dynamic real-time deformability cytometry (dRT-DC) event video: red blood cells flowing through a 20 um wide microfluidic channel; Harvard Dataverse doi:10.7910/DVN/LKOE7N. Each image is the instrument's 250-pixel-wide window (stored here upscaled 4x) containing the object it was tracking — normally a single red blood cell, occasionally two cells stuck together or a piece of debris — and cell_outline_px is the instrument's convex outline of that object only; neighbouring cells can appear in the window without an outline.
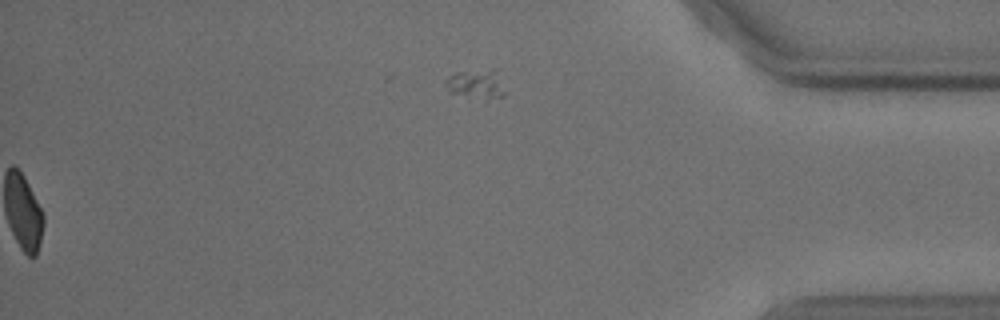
{"species": "common noctule bat (a hibernating species)", "species_latin": "Nyctalus noctula", "temperature_condition": "cold", "stored_images_in_passage": 57, "segment_of_instrument_passage": [2, 2], "camera_frame_rate_fps": 3000, "um_per_image_px": 0.085, "animal": {"sex": "male", "body_mass_g": 18.8}, "frame": {"image": 1, "passage_image": 57, "time_ms": 18.667, "image_size_px": [1000, 320], "cell_outline_px": [[508, 92], [504, 96], [488, 100], [448, 92], [444, 80], [448, 76], [456, 72], [492, 68], [496, 68]], "centroid_in_image_um": [40.55, 7.13], "position_along_channel_um": 394.7, "area_um2": 10.64}}